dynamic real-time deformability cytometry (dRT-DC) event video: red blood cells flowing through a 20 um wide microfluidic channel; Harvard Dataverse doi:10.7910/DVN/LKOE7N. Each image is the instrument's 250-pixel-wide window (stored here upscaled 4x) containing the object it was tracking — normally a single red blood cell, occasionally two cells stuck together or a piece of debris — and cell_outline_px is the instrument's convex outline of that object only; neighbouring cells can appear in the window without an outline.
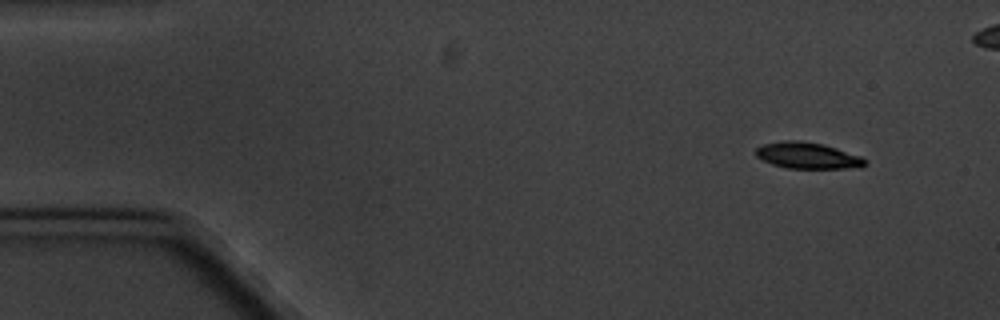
{"species": "common noctule bat (a hibernating species)", "species_latin": "Nyctalus noctula", "temperature_condition": "cold", "stored_images_in_passage": 5, "camera_frame_rate_fps": 3000, "um_per_image_px": 0.085, "animal": {"sex": "male", "body_mass_g": 20.1, "forearm_length_mm": 53.5}, "frame": {"image": 1, "passage_image": 1, "time_ms": 0.0, "image_size_px": [1000, 320], "cell_outline_px": [[868, 164], [860, 168], [788, 168], [772, 164], [756, 156], [756, 148], [764, 144], [784, 140], [796, 140], [824, 144], [860, 156], [868, 160]], "centroid_in_image_um": [68.69, 13.22], "position_along_channel_um": 16.3, "area_um2": 16.7}}